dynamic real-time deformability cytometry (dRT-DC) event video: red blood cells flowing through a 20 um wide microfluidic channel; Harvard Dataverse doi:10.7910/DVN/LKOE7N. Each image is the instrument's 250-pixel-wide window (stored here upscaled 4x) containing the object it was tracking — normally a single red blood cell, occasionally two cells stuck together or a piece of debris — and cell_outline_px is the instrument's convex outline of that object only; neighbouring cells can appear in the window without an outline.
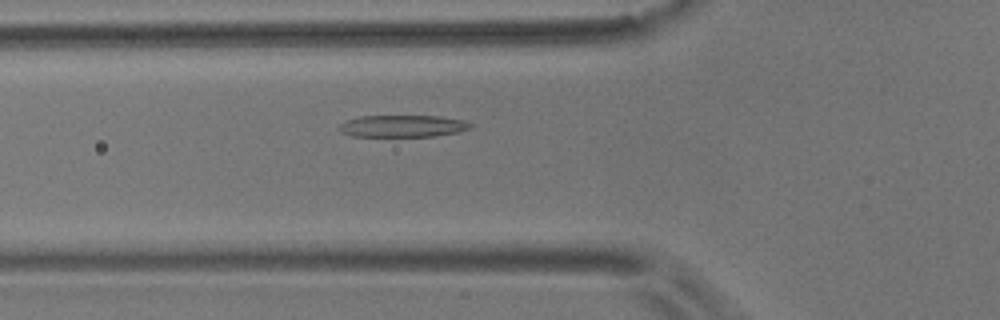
{"species": "common noctule bat (a hibernating species)", "species_latin": "Nyctalus noctula", "temperature_condition": "room temperature", "stored_images_in_passage": 44, "camera_frame_rate_fps": 3000, "um_per_image_px": 0.085, "animal": {"sex": "male", "body_mass_g": 17.9}, "frame": {"image": 1, "passage_image": 7, "time_ms": 2.0, "image_size_px": [1000, 320], "cell_outline_px": [[472, 128], [460, 132], [432, 136], [352, 136], [340, 132], [336, 128], [340, 124], [348, 120], [360, 116], [440, 116], [464, 120], [472, 124]], "centroid_in_image_um": [34.23, 10.71], "position_along_channel_um": 91.6, "area_um2": 16.88}}
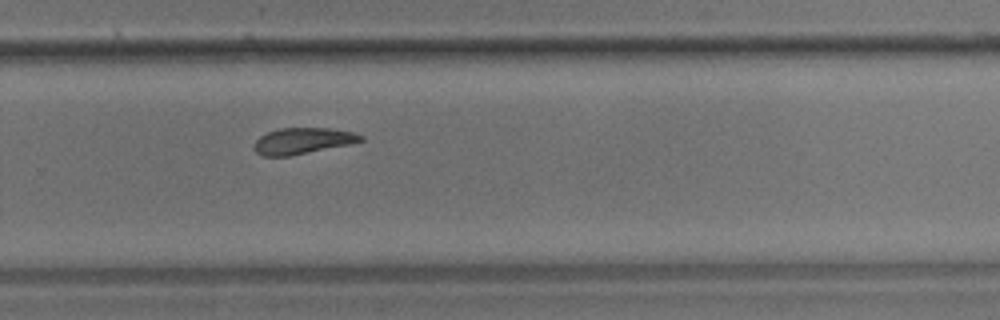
{"frame": {"image": 2, "passage_image": 25, "time_ms": 8.0, "image_size_px": [1000, 320], "cell_outline_px": [[364, 140], [352, 144], [288, 156], [264, 156], [256, 152], [252, 148], [256, 140], [260, 136], [268, 132], [280, 128], [328, 128], [352, 132], [364, 136]], "centroid_in_image_um": [25.73, 11.97], "position_along_channel_um": 304.1, "area_um2": 16.24}}
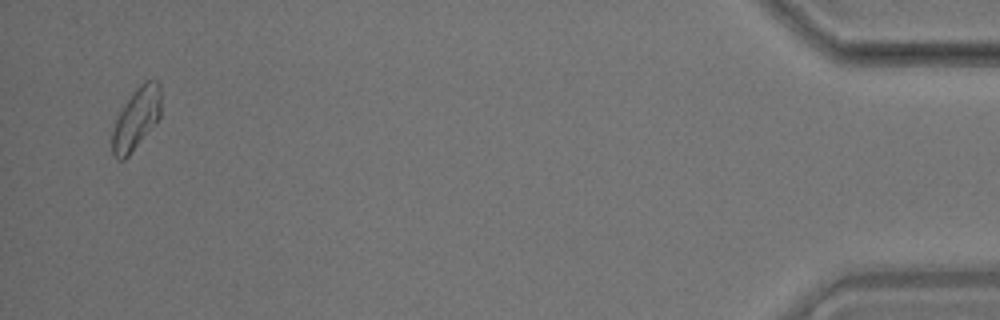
{"frame": {"image": 3, "passage_image": 42, "time_ms": 13.667, "image_size_px": [1000, 320], "cell_outline_px": [[160, 116], [128, 156], [124, 160], [116, 160], [112, 152], [112, 132], [116, 120], [120, 112], [132, 92], [144, 80], [160, 80]], "centroid_in_image_um": [11.58, 10.06], "position_along_channel_um": 423.6, "area_um2": 17.22}, "authors_computed_cell_mechanics": {"area_um2": 17.2244, "velocity_mm_per_s": 3.5387, "shape_relaxation_time_tau1_ms": 10.3923, "shape_relaxation_time_tau2_ms": 4.5203, "deformation_change_tau1": 0.2196, "deformation_change_tau2": 0.1131}}